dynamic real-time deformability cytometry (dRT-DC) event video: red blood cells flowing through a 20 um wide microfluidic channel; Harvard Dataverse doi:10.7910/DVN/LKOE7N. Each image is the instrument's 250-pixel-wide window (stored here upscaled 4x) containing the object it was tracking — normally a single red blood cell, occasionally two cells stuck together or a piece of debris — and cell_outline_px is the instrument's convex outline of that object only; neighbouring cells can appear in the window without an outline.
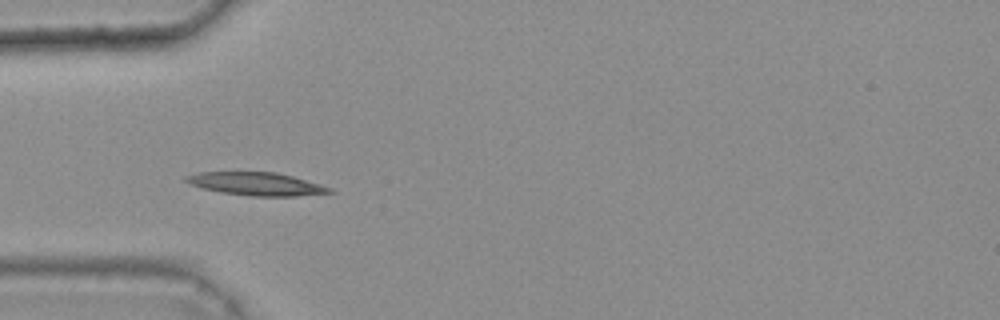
{"species": "common noctule bat (a hibernating species)", "species_latin": "Nyctalus noctula", "temperature_condition": "warm", "stored_images_in_passage": 30, "camera_frame_rate_fps": 3000, "um_per_image_px": 0.085, "animal": {"sex": "female", "body_mass_g": 25.1}, "frame": {"image": 1, "passage_image": 1, "time_ms": 0.0, "image_size_px": [1000, 320], "cell_outline_px": [[336, 192], [296, 196], [248, 196], [220, 192], [204, 188], [192, 184], [184, 180], [184, 176], [200, 172], [276, 172], [292, 176], [320, 184], [332, 188]], "centroid_in_image_um": [21.81, 15.63], "position_along_channel_um": 63.2, "area_um2": 19.19}}
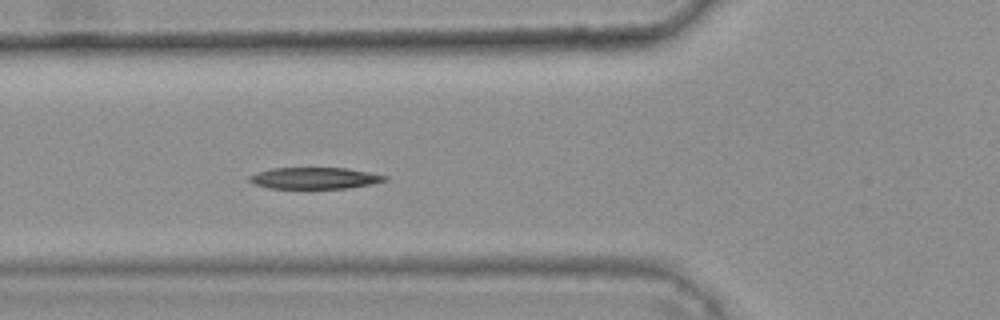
{"frame": {"image": 2, "passage_image": 4, "time_ms": 1.0, "image_size_px": [1000, 320], "cell_outline_px": [[388, 180], [372, 184], [348, 188], [268, 188], [256, 184], [248, 180], [248, 176], [256, 172], [272, 168], [348, 168], [388, 176]], "centroid_in_image_um": [26.75, 15.14], "position_along_channel_um": 99.1, "area_um2": 16.94}}
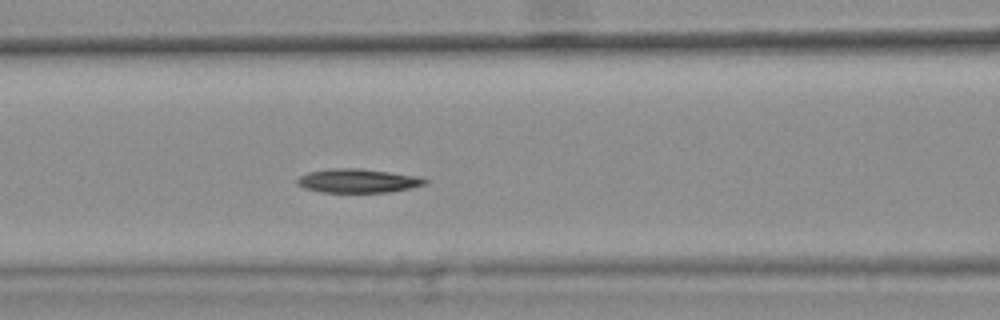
{"frame": {"image": 3, "passage_image": 7, "time_ms": 2.0, "image_size_px": [1000, 320], "cell_outline_px": [[428, 184], [412, 188], [388, 192], [320, 192], [304, 188], [296, 184], [296, 180], [300, 176], [308, 172], [328, 168], [360, 168], [420, 176], [428, 180]], "centroid_in_image_um": [30.44, 15.36], "position_along_channel_um": 136.2, "area_um2": 18.03}, "authors_computed_cell_mechanics": {"area_um2": 18.1203, "velocity_mm_per_s": 3.7031, "shape_relaxation_time_tau1_ms": 5.9952, "shape_relaxation_time_tau2_ms": null, "deformation_change_tau1": 0.1662, "deformation_change_tau2": null}}